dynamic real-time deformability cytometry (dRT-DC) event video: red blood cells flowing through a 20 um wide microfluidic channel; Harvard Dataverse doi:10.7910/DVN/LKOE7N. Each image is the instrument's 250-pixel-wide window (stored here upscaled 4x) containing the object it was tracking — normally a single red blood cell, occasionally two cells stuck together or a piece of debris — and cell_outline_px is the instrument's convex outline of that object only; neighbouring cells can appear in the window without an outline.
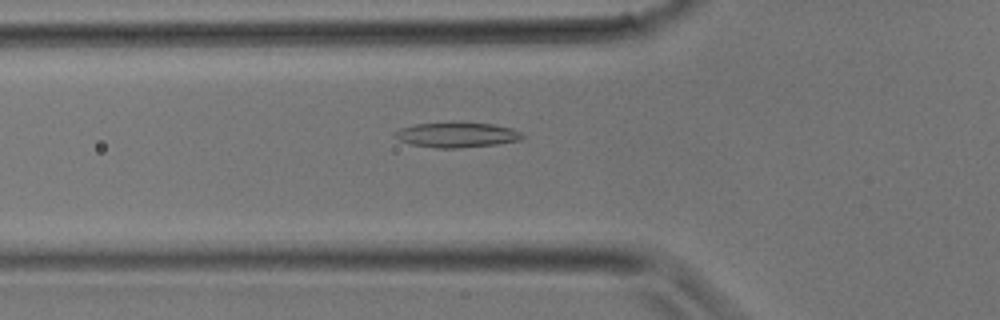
{"species": "common noctule bat (a hibernating species)", "species_latin": "Nyctalus noctula", "temperature_condition": "room temperature", "stored_images_in_passage": 34, "camera_frame_rate_fps": 3000, "um_per_image_px": 0.085, "animal": {"sex": "male", "body_mass_g": 17.9}, "frame": {"image": 1, "passage_image": 12, "time_ms": 3.667, "image_size_px": [1000, 320], "cell_outline_px": [[524, 136], [520, 140], [496, 144], [460, 148], [436, 148], [408, 144], [392, 136], [392, 132], [400, 128], [412, 124], [492, 124], [512, 128], [520, 132]], "centroid_in_image_um": [38.76, 11.49], "position_along_channel_um": 87.0, "area_um2": 18.26}}
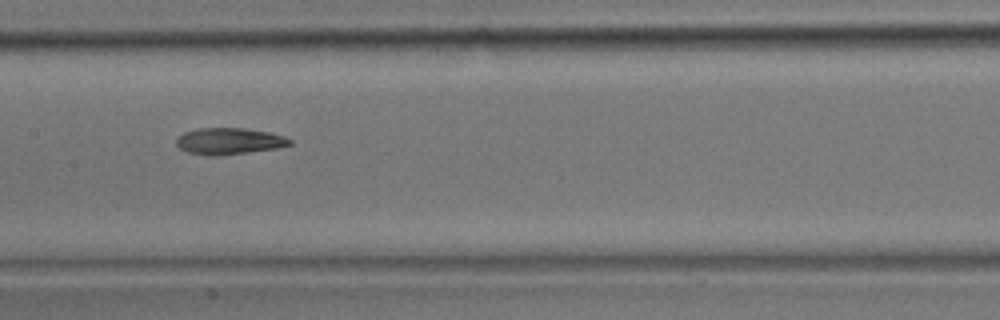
{"frame": {"image": 2, "passage_image": 17, "time_ms": 5.333, "image_size_px": [1000, 320], "cell_outline_px": [[292, 144], [276, 148], [248, 152], [216, 156], [212, 156], [188, 152], [180, 148], [176, 144], [176, 140], [184, 132], [200, 128], [244, 128], [268, 132], [284, 136], [292, 140]], "centroid_in_image_um": [19.48, 11.99], "position_along_channel_um": 187.9, "area_um2": 17.34}}
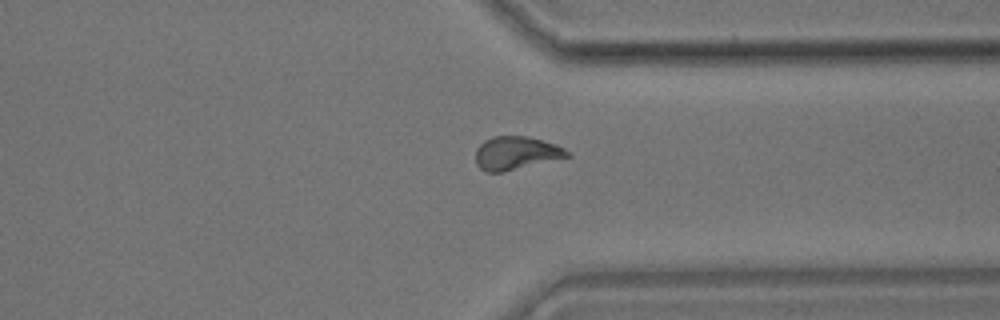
{"frame": {"image": 3, "passage_image": 26, "time_ms": 8.333, "image_size_px": [1000, 320], "cell_outline_px": [[572, 156], [504, 172], [484, 172], [476, 164], [476, 148], [484, 140], [492, 136], [528, 136], [556, 144], [564, 148]], "centroid_in_image_um": [43.85, 13.01], "position_along_channel_um": 367.5, "area_um2": 17.92}}